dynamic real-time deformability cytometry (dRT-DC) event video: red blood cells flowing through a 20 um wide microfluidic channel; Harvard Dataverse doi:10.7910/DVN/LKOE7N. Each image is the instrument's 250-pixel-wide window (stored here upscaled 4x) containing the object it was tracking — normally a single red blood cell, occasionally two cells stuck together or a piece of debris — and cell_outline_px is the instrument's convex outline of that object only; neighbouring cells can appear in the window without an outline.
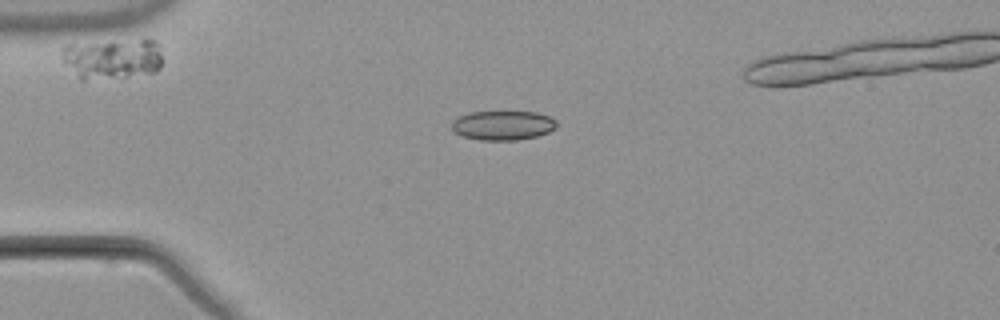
{"species": "common noctule bat (a hibernating species)", "species_latin": "Nyctalus noctula", "temperature_condition": "warm", "stored_images_in_passage": 3, "camera_frame_rate_fps": 3000, "um_per_image_px": 0.085, "animal": {"sex": "male", "body_mass_g": 21.5, "forearm_length_mm": 52.0}, "frame": {"image": 1, "passage_image": 1, "time_ms": 0.0, "image_size_px": [1000, 320], "cell_outline_px": [[556, 128], [548, 132], [536, 136], [516, 140], [480, 140], [464, 136], [452, 132], [452, 120], [468, 112], [536, 112], [548, 116], [556, 120]], "centroid_in_image_um": [42.72, 10.65], "position_along_channel_um": 42.3, "area_um2": 17.92}}